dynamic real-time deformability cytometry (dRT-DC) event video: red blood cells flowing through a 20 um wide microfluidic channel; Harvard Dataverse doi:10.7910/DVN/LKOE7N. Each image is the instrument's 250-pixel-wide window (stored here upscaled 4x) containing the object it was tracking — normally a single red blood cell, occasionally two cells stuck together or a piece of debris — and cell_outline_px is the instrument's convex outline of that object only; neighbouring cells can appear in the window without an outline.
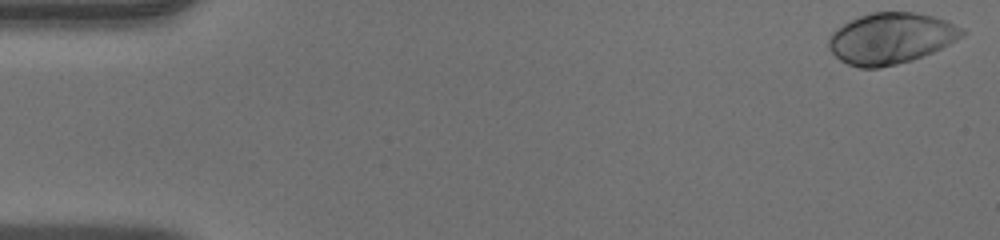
{"species": "human", "species_latin": "Homo sapiens", "temperature_condition": "warm", "stored_images_in_passage": 47, "camera_frame_rate_fps": 3000, "um_per_image_px": 0.085, "donor": {"sex": "male"}, "frame": {"image": 1, "passage_image": 1, "time_ms": 0.0, "image_size_px": [1000, 240], "cell_outline_px": [[968, 32], [964, 36], [932, 52], [912, 60], [880, 68], [860, 68], [848, 64], [840, 60], [828, 48], [828, 36], [832, 32], [848, 20], [872, 12], [912, 12], [932, 16], [948, 20], [964, 28]], "centroid_in_image_um": [75.73, 3.25], "position_along_channel_um": 9.3, "area_um2": 39.88}}
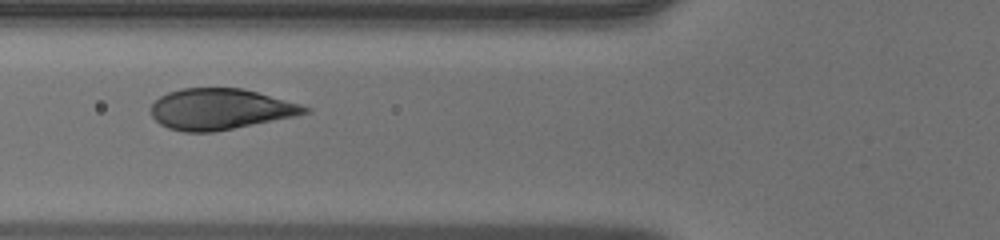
{"frame": {"image": 2, "passage_image": 18, "time_ms": 5.667, "image_size_px": [1000, 240], "cell_outline_px": [[312, 112], [296, 116], [212, 132], [184, 132], [168, 128], [160, 124], [152, 116], [152, 104], [160, 96], [168, 92], [184, 88], [240, 88], [256, 92], [300, 104], [312, 108]], "centroid_in_image_um": [18.73, 9.28], "position_along_channel_um": 107.1, "area_um2": 36.41}}
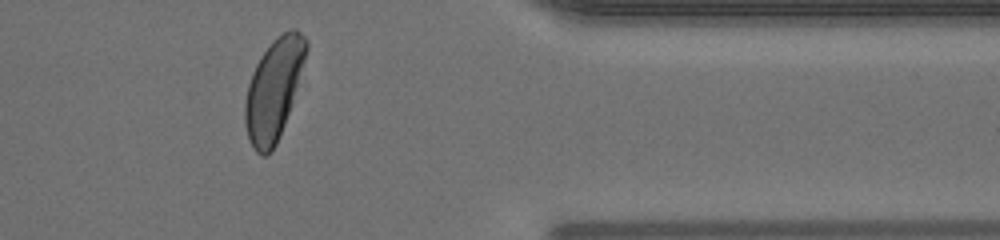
{"frame": {"image": 3, "passage_image": 39, "time_ms": 12.667, "image_size_px": [1000, 240], "cell_outline_px": [[308, 48], [292, 104], [276, 144], [272, 152], [268, 156], [264, 156], [256, 152], [248, 136], [244, 120], [244, 104], [248, 84], [252, 72], [260, 56], [272, 40], [276, 36], [292, 28], [296, 28], [308, 40]], "centroid_in_image_um": [23.27, 7.58], "position_along_channel_um": 388.1, "area_um2": 35.89}}